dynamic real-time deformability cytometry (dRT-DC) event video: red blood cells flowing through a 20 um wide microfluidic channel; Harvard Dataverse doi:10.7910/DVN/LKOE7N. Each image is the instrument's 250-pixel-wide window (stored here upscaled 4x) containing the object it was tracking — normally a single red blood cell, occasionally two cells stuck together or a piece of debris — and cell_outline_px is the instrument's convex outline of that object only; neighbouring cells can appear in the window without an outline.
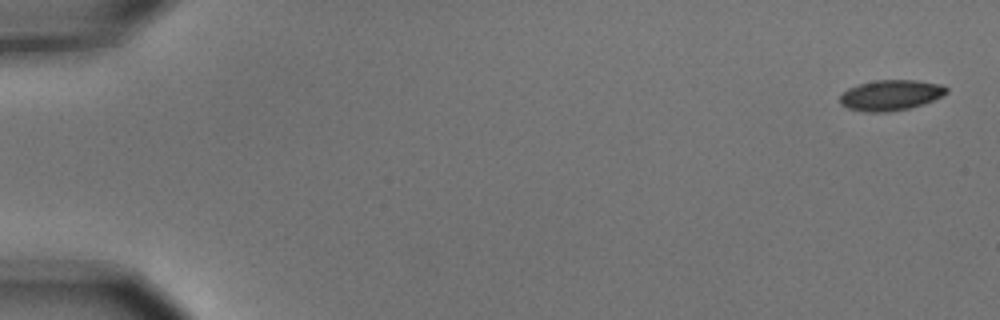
{"species": "common noctule bat (a hibernating species)", "species_latin": "Nyctalus noctula", "temperature_condition": "cold", "stored_images_in_passage": 7, "camera_frame_rate_fps": 3000, "um_per_image_px": 0.085, "animal": {"sex": "male", "body_mass_g": 15.6}, "frame": {"image": 1, "passage_image": 1, "time_ms": 0.0, "image_size_px": [1000, 320], "cell_outline_px": [[948, 92], [924, 104], [908, 108], [888, 112], [868, 112], [848, 108], [840, 104], [840, 96], [848, 88], [856, 84], [876, 80], [916, 80], [944, 84], [948, 88]], "centroid_in_image_um": [75.71, 8.07], "position_along_channel_um": 9.3, "area_um2": 19.02}}
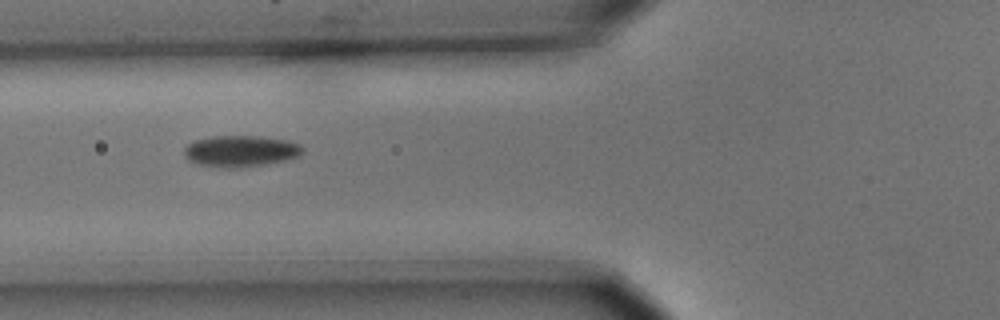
{"frame": {"image": 2, "passage_image": 6, "time_ms": 1.667, "image_size_px": [1000, 320], "cell_outline_px": [[304, 152], [296, 156], [284, 160], [240, 168], [224, 168], [196, 164], [188, 160], [184, 156], [184, 148], [188, 144], [196, 140], [212, 136], [260, 136], [288, 140], [300, 144], [304, 148]], "centroid_in_image_um": [20.43, 12.84], "position_along_channel_um": 105.4, "area_um2": 21.68}}
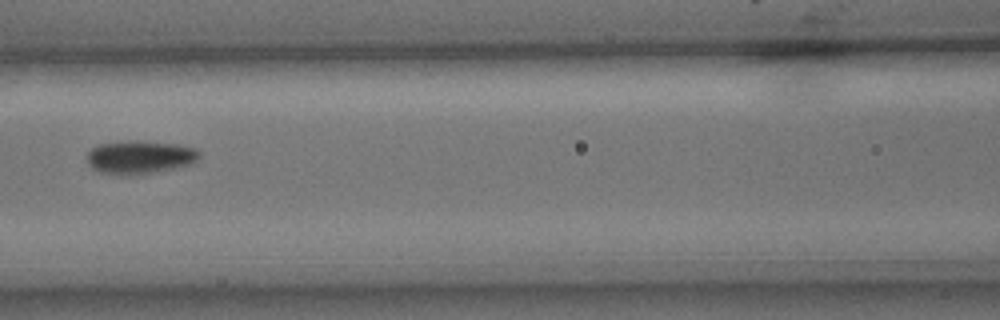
{"frame": {"image": 3, "passage_image": 7, "time_ms": 2.0, "image_size_px": [1000, 320], "cell_outline_px": [[200, 156], [196, 160], [188, 164], [172, 168], [152, 172], [124, 176], [120, 176], [100, 172], [92, 168], [88, 164], [88, 152], [92, 148], [100, 144], [128, 140], [136, 140], [176, 144], [196, 148], [200, 152]], "centroid_in_image_um": [11.85, 13.35], "position_along_channel_um": 154.8, "area_um2": 21.68}}